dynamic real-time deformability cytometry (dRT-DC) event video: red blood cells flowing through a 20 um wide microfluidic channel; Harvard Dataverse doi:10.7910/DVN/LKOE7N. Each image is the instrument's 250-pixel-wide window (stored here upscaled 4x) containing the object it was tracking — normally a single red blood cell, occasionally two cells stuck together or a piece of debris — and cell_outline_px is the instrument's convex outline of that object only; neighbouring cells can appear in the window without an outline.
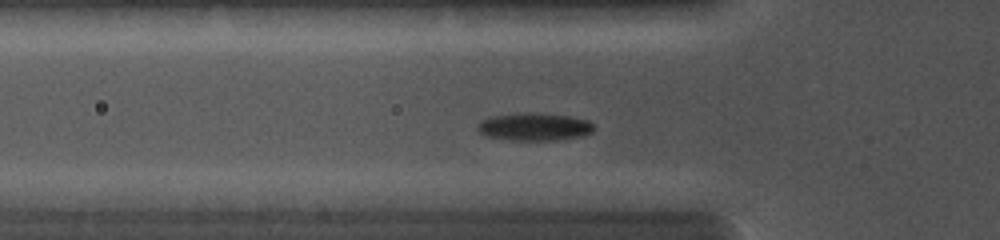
{"species": "common noctule bat (a hibernating species)", "species_latin": "Nyctalus noctula", "temperature_condition": "cold", "stored_images_in_passage": 30, "camera_frame_rate_fps": 5000, "um_per_image_px": 0.085, "animal": {"sex": "female", "body_mass_g": 19.0, "forearm_length_mm": 56.7}, "frame": {"image": 1, "passage_image": 8, "time_ms": 3.0, "image_size_px": [1000, 240], "cell_outline_px": [[596, 128], [592, 132], [580, 136], [552, 140], [512, 140], [488, 136], [480, 132], [476, 128], [480, 120], [492, 116], [516, 112], [528, 112], [568, 116], [588, 120]], "centroid_in_image_um": [45.39, 10.76], "position_along_channel_um": 80.4, "area_um2": 18.73}}
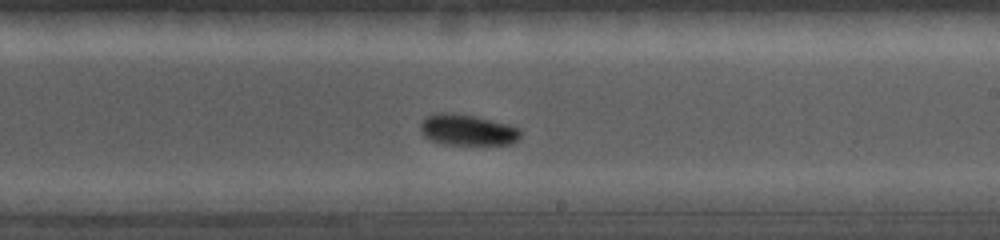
{"frame": {"image": 2, "passage_image": 19, "time_ms": 6.8, "image_size_px": [1000, 240], "cell_outline_px": [[520, 136], [512, 144], [444, 144], [432, 140], [424, 136], [420, 128], [420, 124], [428, 116], [436, 112], [444, 112], [476, 116], [508, 124], [520, 128]], "centroid_in_image_um": [39.74, 11.04], "position_along_channel_um": 249.3, "area_um2": 17.92}}
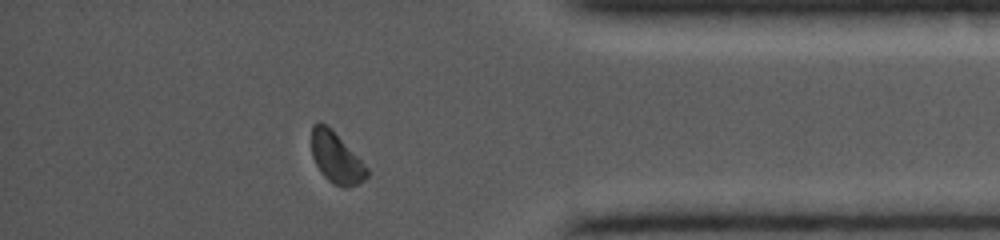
{"frame": {"image": 3, "passage_image": 29, "time_ms": 10.6, "image_size_px": [1000, 240], "cell_outline_px": [[368, 176], [364, 180], [348, 188], [344, 188], [332, 184], [320, 172], [312, 156], [312, 124], [324, 124], [332, 128], [368, 168]], "centroid_in_image_um": [28.58, 13.44], "position_along_channel_um": 406.6, "area_um2": 16.36}}